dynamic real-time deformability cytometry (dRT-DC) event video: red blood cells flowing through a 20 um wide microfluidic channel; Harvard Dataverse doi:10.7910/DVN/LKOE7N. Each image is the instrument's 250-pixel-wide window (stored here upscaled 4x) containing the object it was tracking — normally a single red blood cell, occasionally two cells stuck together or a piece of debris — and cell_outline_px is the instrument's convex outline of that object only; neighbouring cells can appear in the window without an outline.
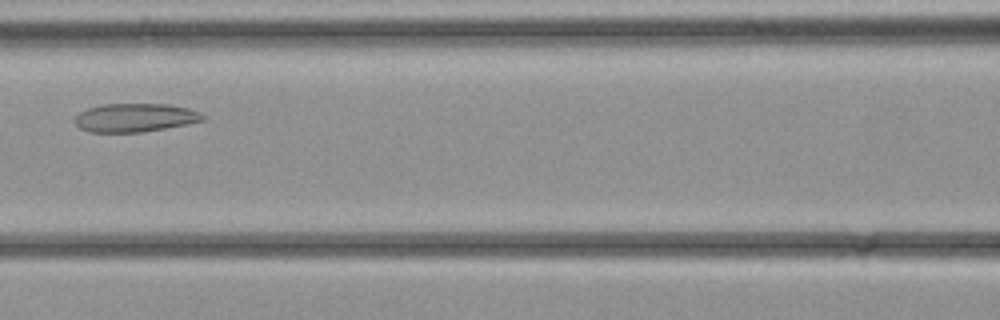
{"species": "common noctule bat (a hibernating species)", "species_latin": "Nyctalus noctula", "temperature_condition": "cold", "stored_images_in_passage": 30, "camera_frame_rate_fps": 3000, "um_per_image_px": 0.085, "animal": {"sex": "female", "body_mass_g": 21.9}, "frame": {"image": 1, "passage_image": 11, "time_ms": 3.333, "image_size_px": [1000, 320], "cell_outline_px": [[204, 120], [188, 124], [140, 132], [88, 132], [80, 128], [76, 124], [76, 116], [80, 112], [88, 108], [104, 104], [168, 104], [188, 108], [200, 112], [204, 116]], "centroid_in_image_um": [11.49, 10.0], "position_along_channel_um": 155.1, "area_um2": 21.1}}
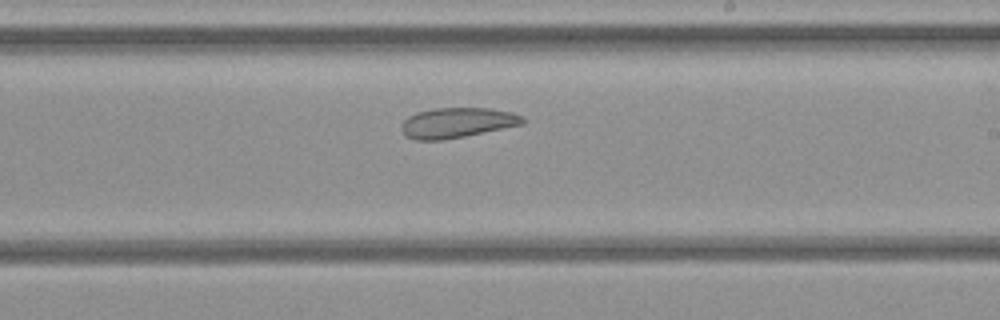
{"frame": {"image": 2, "passage_image": 16, "time_ms": 5.0, "image_size_px": [1000, 320], "cell_outline_px": [[528, 120], [524, 124], [444, 140], [416, 140], [404, 136], [400, 128], [400, 124], [408, 116], [416, 112], [436, 108], [488, 108], [512, 112], [524, 116]], "centroid_in_image_um": [38.85, 10.43], "position_along_channel_um": 250.2, "area_um2": 21.56}}
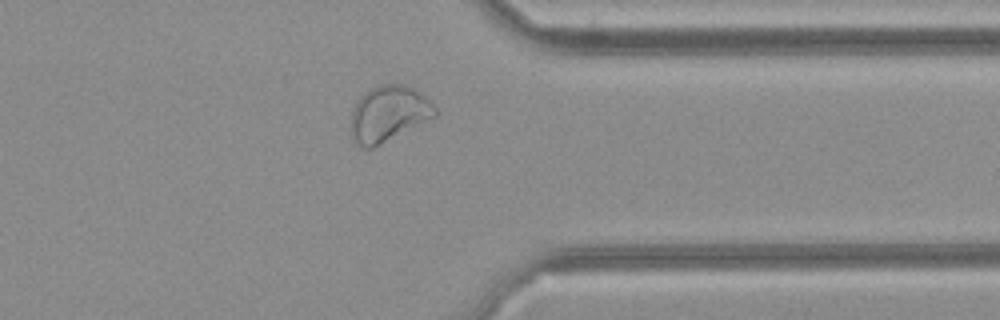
{"frame": {"image": 3, "passage_image": 23, "time_ms": 7.333, "image_size_px": [1000, 320], "cell_outline_px": [[436, 116], [372, 148], [360, 148], [352, 140], [352, 112], [356, 100], [368, 88], [380, 84], [404, 84], [416, 88], [436, 108]], "centroid_in_image_um": [33.0, 9.64], "position_along_channel_um": 378.4, "area_um2": 27.34}}